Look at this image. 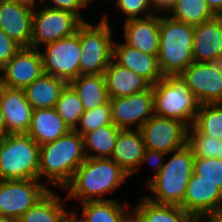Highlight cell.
<instances>
[{
	"mask_svg": "<svg viewBox=\"0 0 222 222\" xmlns=\"http://www.w3.org/2000/svg\"><path fill=\"white\" fill-rule=\"evenodd\" d=\"M217 158L222 159V140H219V148H218V152H217Z\"/></svg>",
	"mask_w": 222,
	"mask_h": 222,
	"instance_id": "47",
	"label": "cell"
},
{
	"mask_svg": "<svg viewBox=\"0 0 222 222\" xmlns=\"http://www.w3.org/2000/svg\"><path fill=\"white\" fill-rule=\"evenodd\" d=\"M33 9L22 1H0V28L21 47H31Z\"/></svg>",
	"mask_w": 222,
	"mask_h": 222,
	"instance_id": "16",
	"label": "cell"
},
{
	"mask_svg": "<svg viewBox=\"0 0 222 222\" xmlns=\"http://www.w3.org/2000/svg\"><path fill=\"white\" fill-rule=\"evenodd\" d=\"M7 135H8V132L6 130L5 117L0 107V141H2Z\"/></svg>",
	"mask_w": 222,
	"mask_h": 222,
	"instance_id": "43",
	"label": "cell"
},
{
	"mask_svg": "<svg viewBox=\"0 0 222 222\" xmlns=\"http://www.w3.org/2000/svg\"><path fill=\"white\" fill-rule=\"evenodd\" d=\"M165 13L176 21L191 25L203 23L216 16L206 0H176Z\"/></svg>",
	"mask_w": 222,
	"mask_h": 222,
	"instance_id": "30",
	"label": "cell"
},
{
	"mask_svg": "<svg viewBox=\"0 0 222 222\" xmlns=\"http://www.w3.org/2000/svg\"><path fill=\"white\" fill-rule=\"evenodd\" d=\"M40 146L27 133L0 141V180L38 179Z\"/></svg>",
	"mask_w": 222,
	"mask_h": 222,
	"instance_id": "6",
	"label": "cell"
},
{
	"mask_svg": "<svg viewBox=\"0 0 222 222\" xmlns=\"http://www.w3.org/2000/svg\"><path fill=\"white\" fill-rule=\"evenodd\" d=\"M158 62L164 77L179 76L193 58L194 25L176 21L167 13L160 15Z\"/></svg>",
	"mask_w": 222,
	"mask_h": 222,
	"instance_id": "3",
	"label": "cell"
},
{
	"mask_svg": "<svg viewBox=\"0 0 222 222\" xmlns=\"http://www.w3.org/2000/svg\"><path fill=\"white\" fill-rule=\"evenodd\" d=\"M187 145L191 148L194 157L217 158L219 140L204 134H193L187 130Z\"/></svg>",
	"mask_w": 222,
	"mask_h": 222,
	"instance_id": "34",
	"label": "cell"
},
{
	"mask_svg": "<svg viewBox=\"0 0 222 222\" xmlns=\"http://www.w3.org/2000/svg\"><path fill=\"white\" fill-rule=\"evenodd\" d=\"M206 2L216 16H222V0H206Z\"/></svg>",
	"mask_w": 222,
	"mask_h": 222,
	"instance_id": "42",
	"label": "cell"
},
{
	"mask_svg": "<svg viewBox=\"0 0 222 222\" xmlns=\"http://www.w3.org/2000/svg\"><path fill=\"white\" fill-rule=\"evenodd\" d=\"M39 179L0 180V218L18 220L50 191Z\"/></svg>",
	"mask_w": 222,
	"mask_h": 222,
	"instance_id": "10",
	"label": "cell"
},
{
	"mask_svg": "<svg viewBox=\"0 0 222 222\" xmlns=\"http://www.w3.org/2000/svg\"><path fill=\"white\" fill-rule=\"evenodd\" d=\"M135 209L143 222H191L194 217L179 205L158 204L142 197Z\"/></svg>",
	"mask_w": 222,
	"mask_h": 222,
	"instance_id": "26",
	"label": "cell"
},
{
	"mask_svg": "<svg viewBox=\"0 0 222 222\" xmlns=\"http://www.w3.org/2000/svg\"><path fill=\"white\" fill-rule=\"evenodd\" d=\"M176 0H150L157 12H166Z\"/></svg>",
	"mask_w": 222,
	"mask_h": 222,
	"instance_id": "41",
	"label": "cell"
},
{
	"mask_svg": "<svg viewBox=\"0 0 222 222\" xmlns=\"http://www.w3.org/2000/svg\"><path fill=\"white\" fill-rule=\"evenodd\" d=\"M194 154L186 144L174 151L172 157L164 163L160 172L147 183V190L153 197L147 198L158 204L181 205L187 184L193 174Z\"/></svg>",
	"mask_w": 222,
	"mask_h": 222,
	"instance_id": "4",
	"label": "cell"
},
{
	"mask_svg": "<svg viewBox=\"0 0 222 222\" xmlns=\"http://www.w3.org/2000/svg\"><path fill=\"white\" fill-rule=\"evenodd\" d=\"M0 222H18V220L12 218H0Z\"/></svg>",
	"mask_w": 222,
	"mask_h": 222,
	"instance_id": "48",
	"label": "cell"
},
{
	"mask_svg": "<svg viewBox=\"0 0 222 222\" xmlns=\"http://www.w3.org/2000/svg\"><path fill=\"white\" fill-rule=\"evenodd\" d=\"M54 108L71 130L78 127L80 117L85 112L79 96L69 84L62 90Z\"/></svg>",
	"mask_w": 222,
	"mask_h": 222,
	"instance_id": "32",
	"label": "cell"
},
{
	"mask_svg": "<svg viewBox=\"0 0 222 222\" xmlns=\"http://www.w3.org/2000/svg\"><path fill=\"white\" fill-rule=\"evenodd\" d=\"M152 90L154 115L178 120L188 128L193 125L200 103L180 76H166Z\"/></svg>",
	"mask_w": 222,
	"mask_h": 222,
	"instance_id": "5",
	"label": "cell"
},
{
	"mask_svg": "<svg viewBox=\"0 0 222 222\" xmlns=\"http://www.w3.org/2000/svg\"><path fill=\"white\" fill-rule=\"evenodd\" d=\"M43 71L67 83L80 75V26L77 32L69 37L45 44L40 50Z\"/></svg>",
	"mask_w": 222,
	"mask_h": 222,
	"instance_id": "8",
	"label": "cell"
},
{
	"mask_svg": "<svg viewBox=\"0 0 222 222\" xmlns=\"http://www.w3.org/2000/svg\"><path fill=\"white\" fill-rule=\"evenodd\" d=\"M166 155H168V154H166L165 152L145 148V152H144V155L142 158L141 165L144 162H146L148 164L151 163V166L155 171L154 176L148 180V183L160 172L161 168L164 165L163 157ZM152 162H153V164H152Z\"/></svg>",
	"mask_w": 222,
	"mask_h": 222,
	"instance_id": "39",
	"label": "cell"
},
{
	"mask_svg": "<svg viewBox=\"0 0 222 222\" xmlns=\"http://www.w3.org/2000/svg\"><path fill=\"white\" fill-rule=\"evenodd\" d=\"M50 190L42 200L28 209L18 222H61L68 214L63 208L61 197Z\"/></svg>",
	"mask_w": 222,
	"mask_h": 222,
	"instance_id": "28",
	"label": "cell"
},
{
	"mask_svg": "<svg viewBox=\"0 0 222 222\" xmlns=\"http://www.w3.org/2000/svg\"><path fill=\"white\" fill-rule=\"evenodd\" d=\"M68 84L79 96L85 111L100 107L109 101L104 74L79 75Z\"/></svg>",
	"mask_w": 222,
	"mask_h": 222,
	"instance_id": "25",
	"label": "cell"
},
{
	"mask_svg": "<svg viewBox=\"0 0 222 222\" xmlns=\"http://www.w3.org/2000/svg\"><path fill=\"white\" fill-rule=\"evenodd\" d=\"M67 84L63 79L43 73L23 90L33 110L54 108Z\"/></svg>",
	"mask_w": 222,
	"mask_h": 222,
	"instance_id": "24",
	"label": "cell"
},
{
	"mask_svg": "<svg viewBox=\"0 0 222 222\" xmlns=\"http://www.w3.org/2000/svg\"><path fill=\"white\" fill-rule=\"evenodd\" d=\"M128 177L111 158H86L75 171L72 181L63 189L68 191L64 200L79 198L81 203L108 200L101 196L115 191Z\"/></svg>",
	"mask_w": 222,
	"mask_h": 222,
	"instance_id": "2",
	"label": "cell"
},
{
	"mask_svg": "<svg viewBox=\"0 0 222 222\" xmlns=\"http://www.w3.org/2000/svg\"><path fill=\"white\" fill-rule=\"evenodd\" d=\"M35 6L32 19V48L39 49L41 45L69 37L75 34L83 23L72 12L45 6H40L36 11Z\"/></svg>",
	"mask_w": 222,
	"mask_h": 222,
	"instance_id": "9",
	"label": "cell"
},
{
	"mask_svg": "<svg viewBox=\"0 0 222 222\" xmlns=\"http://www.w3.org/2000/svg\"><path fill=\"white\" fill-rule=\"evenodd\" d=\"M206 222L205 220H202V218H194L191 222Z\"/></svg>",
	"mask_w": 222,
	"mask_h": 222,
	"instance_id": "50",
	"label": "cell"
},
{
	"mask_svg": "<svg viewBox=\"0 0 222 222\" xmlns=\"http://www.w3.org/2000/svg\"><path fill=\"white\" fill-rule=\"evenodd\" d=\"M190 128L189 130L193 134H204L222 140V102L200 104L194 123Z\"/></svg>",
	"mask_w": 222,
	"mask_h": 222,
	"instance_id": "31",
	"label": "cell"
},
{
	"mask_svg": "<svg viewBox=\"0 0 222 222\" xmlns=\"http://www.w3.org/2000/svg\"><path fill=\"white\" fill-rule=\"evenodd\" d=\"M114 4L124 13L126 20L142 18L141 14L147 17L157 13L150 0H115Z\"/></svg>",
	"mask_w": 222,
	"mask_h": 222,
	"instance_id": "36",
	"label": "cell"
},
{
	"mask_svg": "<svg viewBox=\"0 0 222 222\" xmlns=\"http://www.w3.org/2000/svg\"><path fill=\"white\" fill-rule=\"evenodd\" d=\"M159 14V15H158ZM160 14L125 20V44L141 52L158 56L160 50Z\"/></svg>",
	"mask_w": 222,
	"mask_h": 222,
	"instance_id": "17",
	"label": "cell"
},
{
	"mask_svg": "<svg viewBox=\"0 0 222 222\" xmlns=\"http://www.w3.org/2000/svg\"><path fill=\"white\" fill-rule=\"evenodd\" d=\"M69 212L63 219L61 222H81L80 218L77 217V215L75 214V211H72V213Z\"/></svg>",
	"mask_w": 222,
	"mask_h": 222,
	"instance_id": "45",
	"label": "cell"
},
{
	"mask_svg": "<svg viewBox=\"0 0 222 222\" xmlns=\"http://www.w3.org/2000/svg\"><path fill=\"white\" fill-rule=\"evenodd\" d=\"M104 77L109 98L130 96L152 87L142 76L113 60L104 71Z\"/></svg>",
	"mask_w": 222,
	"mask_h": 222,
	"instance_id": "22",
	"label": "cell"
},
{
	"mask_svg": "<svg viewBox=\"0 0 222 222\" xmlns=\"http://www.w3.org/2000/svg\"><path fill=\"white\" fill-rule=\"evenodd\" d=\"M139 130L147 149L172 154L187 144L188 127L175 119L153 115Z\"/></svg>",
	"mask_w": 222,
	"mask_h": 222,
	"instance_id": "11",
	"label": "cell"
},
{
	"mask_svg": "<svg viewBox=\"0 0 222 222\" xmlns=\"http://www.w3.org/2000/svg\"><path fill=\"white\" fill-rule=\"evenodd\" d=\"M133 212L127 210L121 217L120 222H143L140 213L133 208ZM132 213V214H131Z\"/></svg>",
	"mask_w": 222,
	"mask_h": 222,
	"instance_id": "40",
	"label": "cell"
},
{
	"mask_svg": "<svg viewBox=\"0 0 222 222\" xmlns=\"http://www.w3.org/2000/svg\"><path fill=\"white\" fill-rule=\"evenodd\" d=\"M70 130L55 108H42L33 110L27 134L41 146L57 140Z\"/></svg>",
	"mask_w": 222,
	"mask_h": 222,
	"instance_id": "23",
	"label": "cell"
},
{
	"mask_svg": "<svg viewBox=\"0 0 222 222\" xmlns=\"http://www.w3.org/2000/svg\"><path fill=\"white\" fill-rule=\"evenodd\" d=\"M112 60L118 65L136 72L151 85L164 78L159 67L158 56L141 52L125 43H113Z\"/></svg>",
	"mask_w": 222,
	"mask_h": 222,
	"instance_id": "19",
	"label": "cell"
},
{
	"mask_svg": "<svg viewBox=\"0 0 222 222\" xmlns=\"http://www.w3.org/2000/svg\"><path fill=\"white\" fill-rule=\"evenodd\" d=\"M112 30L107 14L95 26L86 21L80 25V75L104 74L113 55Z\"/></svg>",
	"mask_w": 222,
	"mask_h": 222,
	"instance_id": "7",
	"label": "cell"
},
{
	"mask_svg": "<svg viewBox=\"0 0 222 222\" xmlns=\"http://www.w3.org/2000/svg\"><path fill=\"white\" fill-rule=\"evenodd\" d=\"M193 173L216 184L222 190V159L195 157Z\"/></svg>",
	"mask_w": 222,
	"mask_h": 222,
	"instance_id": "35",
	"label": "cell"
},
{
	"mask_svg": "<svg viewBox=\"0 0 222 222\" xmlns=\"http://www.w3.org/2000/svg\"><path fill=\"white\" fill-rule=\"evenodd\" d=\"M0 107L8 134L27 133L31 125L33 108L23 89L0 85Z\"/></svg>",
	"mask_w": 222,
	"mask_h": 222,
	"instance_id": "18",
	"label": "cell"
},
{
	"mask_svg": "<svg viewBox=\"0 0 222 222\" xmlns=\"http://www.w3.org/2000/svg\"><path fill=\"white\" fill-rule=\"evenodd\" d=\"M85 159L83 136L70 130L57 140L40 146L38 179L64 189Z\"/></svg>",
	"mask_w": 222,
	"mask_h": 222,
	"instance_id": "1",
	"label": "cell"
},
{
	"mask_svg": "<svg viewBox=\"0 0 222 222\" xmlns=\"http://www.w3.org/2000/svg\"><path fill=\"white\" fill-rule=\"evenodd\" d=\"M0 71V85L24 89L44 73L39 49L22 47Z\"/></svg>",
	"mask_w": 222,
	"mask_h": 222,
	"instance_id": "14",
	"label": "cell"
},
{
	"mask_svg": "<svg viewBox=\"0 0 222 222\" xmlns=\"http://www.w3.org/2000/svg\"><path fill=\"white\" fill-rule=\"evenodd\" d=\"M82 204L81 222H120L122 215L128 210L114 200H93Z\"/></svg>",
	"mask_w": 222,
	"mask_h": 222,
	"instance_id": "29",
	"label": "cell"
},
{
	"mask_svg": "<svg viewBox=\"0 0 222 222\" xmlns=\"http://www.w3.org/2000/svg\"><path fill=\"white\" fill-rule=\"evenodd\" d=\"M212 65H215V68L220 70L222 74V56H216L209 61Z\"/></svg>",
	"mask_w": 222,
	"mask_h": 222,
	"instance_id": "46",
	"label": "cell"
},
{
	"mask_svg": "<svg viewBox=\"0 0 222 222\" xmlns=\"http://www.w3.org/2000/svg\"><path fill=\"white\" fill-rule=\"evenodd\" d=\"M111 124H113L111 105L108 101L106 104L100 107L85 111L81 115L78 123V125L81 126V129L76 127L74 130L83 136L85 133H89L100 127Z\"/></svg>",
	"mask_w": 222,
	"mask_h": 222,
	"instance_id": "33",
	"label": "cell"
},
{
	"mask_svg": "<svg viewBox=\"0 0 222 222\" xmlns=\"http://www.w3.org/2000/svg\"><path fill=\"white\" fill-rule=\"evenodd\" d=\"M16 1H22V2H25V3H28V4H32V5H35L36 3V1L37 0H16Z\"/></svg>",
	"mask_w": 222,
	"mask_h": 222,
	"instance_id": "49",
	"label": "cell"
},
{
	"mask_svg": "<svg viewBox=\"0 0 222 222\" xmlns=\"http://www.w3.org/2000/svg\"><path fill=\"white\" fill-rule=\"evenodd\" d=\"M216 56H222V16L194 25V61L208 62Z\"/></svg>",
	"mask_w": 222,
	"mask_h": 222,
	"instance_id": "20",
	"label": "cell"
},
{
	"mask_svg": "<svg viewBox=\"0 0 222 222\" xmlns=\"http://www.w3.org/2000/svg\"><path fill=\"white\" fill-rule=\"evenodd\" d=\"M22 47L0 28V70Z\"/></svg>",
	"mask_w": 222,
	"mask_h": 222,
	"instance_id": "37",
	"label": "cell"
},
{
	"mask_svg": "<svg viewBox=\"0 0 222 222\" xmlns=\"http://www.w3.org/2000/svg\"><path fill=\"white\" fill-rule=\"evenodd\" d=\"M206 222H222V213L210 214L202 217Z\"/></svg>",
	"mask_w": 222,
	"mask_h": 222,
	"instance_id": "44",
	"label": "cell"
},
{
	"mask_svg": "<svg viewBox=\"0 0 222 222\" xmlns=\"http://www.w3.org/2000/svg\"><path fill=\"white\" fill-rule=\"evenodd\" d=\"M121 130L115 124H111L85 133L83 144L86 158H111ZM91 150L97 153L90 154Z\"/></svg>",
	"mask_w": 222,
	"mask_h": 222,
	"instance_id": "27",
	"label": "cell"
},
{
	"mask_svg": "<svg viewBox=\"0 0 222 222\" xmlns=\"http://www.w3.org/2000/svg\"><path fill=\"white\" fill-rule=\"evenodd\" d=\"M44 2V0H40ZM52 1L53 5H44L45 7L57 8L60 10H65L72 12L73 14L77 15L83 22L85 20L82 19V14H80L79 10L82 8H87L89 6L90 0H50Z\"/></svg>",
	"mask_w": 222,
	"mask_h": 222,
	"instance_id": "38",
	"label": "cell"
},
{
	"mask_svg": "<svg viewBox=\"0 0 222 222\" xmlns=\"http://www.w3.org/2000/svg\"><path fill=\"white\" fill-rule=\"evenodd\" d=\"M145 144L139 129H122L116 140L111 159L129 176L139 170Z\"/></svg>",
	"mask_w": 222,
	"mask_h": 222,
	"instance_id": "21",
	"label": "cell"
},
{
	"mask_svg": "<svg viewBox=\"0 0 222 222\" xmlns=\"http://www.w3.org/2000/svg\"><path fill=\"white\" fill-rule=\"evenodd\" d=\"M112 121L120 129H139L154 115V96L152 87L130 96L109 98Z\"/></svg>",
	"mask_w": 222,
	"mask_h": 222,
	"instance_id": "12",
	"label": "cell"
},
{
	"mask_svg": "<svg viewBox=\"0 0 222 222\" xmlns=\"http://www.w3.org/2000/svg\"><path fill=\"white\" fill-rule=\"evenodd\" d=\"M179 76L200 104L222 102V74L209 61H194Z\"/></svg>",
	"mask_w": 222,
	"mask_h": 222,
	"instance_id": "13",
	"label": "cell"
},
{
	"mask_svg": "<svg viewBox=\"0 0 222 222\" xmlns=\"http://www.w3.org/2000/svg\"><path fill=\"white\" fill-rule=\"evenodd\" d=\"M180 207L194 218L222 213V190L216 184L193 173Z\"/></svg>",
	"mask_w": 222,
	"mask_h": 222,
	"instance_id": "15",
	"label": "cell"
}]
</instances>
